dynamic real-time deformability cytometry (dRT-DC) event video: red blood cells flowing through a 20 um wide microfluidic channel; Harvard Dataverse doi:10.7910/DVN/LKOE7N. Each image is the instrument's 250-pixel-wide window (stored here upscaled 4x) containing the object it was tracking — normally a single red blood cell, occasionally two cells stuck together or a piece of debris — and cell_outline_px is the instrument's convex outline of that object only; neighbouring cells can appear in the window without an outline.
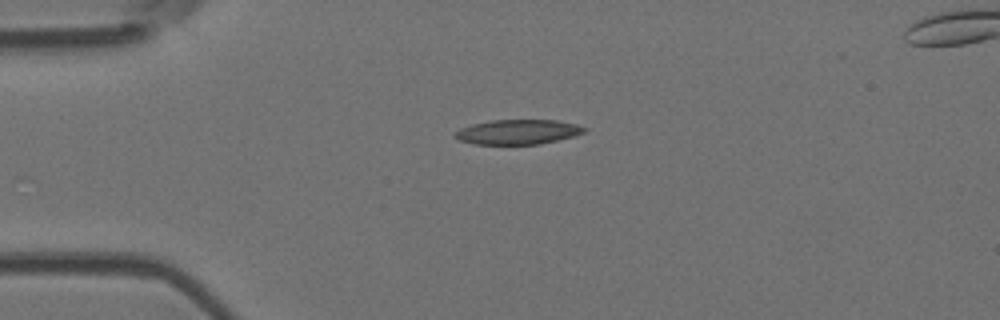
{"species": "Egyptian fruit bat (a non-hibernating species)", "species_latin": "Rousettus aegyptiacus", "temperature_condition": "room temperature", "stored_images_in_passage": 8, "camera_frame_rate_fps": 3000, "um_per_image_px": 0.085, "animal": {"sex": "female"}, "frame": {"image": 1, "passage_image": 1, "time_ms": 0.0, "image_size_px": [1000, 320], "cell_outline_px": [[588, 128], [584, 132], [572, 136], [540, 144], [472, 144], [460, 140], [452, 136], [452, 132], [460, 128], [472, 124], [492, 120], [556, 120], [576, 124]], "centroid_in_image_um": [43.96, 11.21], "position_along_channel_um": 41.0, "area_um2": 18.67}}
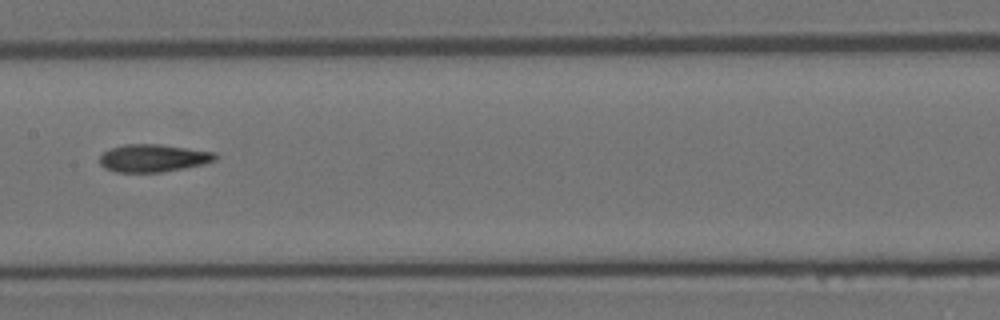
{"frame": {"image": 2, "passage_image": 5, "time_ms": 4.667, "image_size_px": [1000, 320], "cell_outline_px": [[220, 156], [216, 160], [204, 164], [184, 168], [160, 172], [116, 172], [104, 168], [100, 164], [100, 156], [104, 152], [112, 148], [124, 144], [160, 144], [216, 152]], "centroid_in_image_um": [13.06, 13.43], "position_along_channel_um": 194.3, "area_um2": 18.73}}
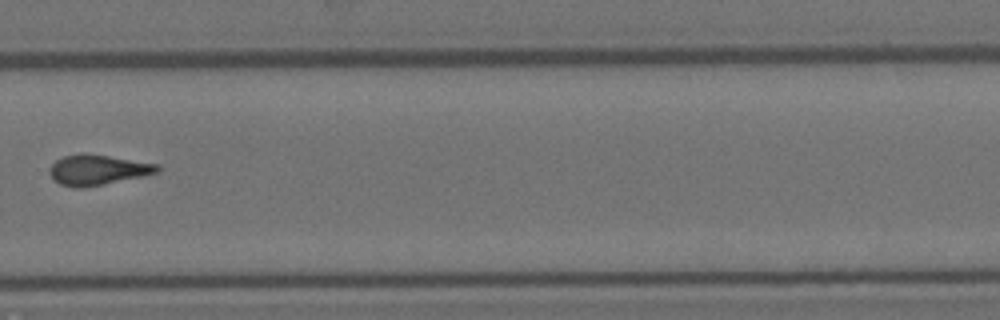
{"frame": {"image": 3, "passage_image": 8, "time_ms": 8.0, "image_size_px": [1000, 320], "cell_outline_px": [[160, 172], [144, 176], [104, 184], [80, 188], [76, 188], [60, 184], [52, 180], [48, 172], [48, 168], [56, 160], [64, 156], [108, 156], [160, 164]], "centroid_in_image_um": [8.32, 14.48], "position_along_channel_um": 321.5, "area_um2": 18.61}}